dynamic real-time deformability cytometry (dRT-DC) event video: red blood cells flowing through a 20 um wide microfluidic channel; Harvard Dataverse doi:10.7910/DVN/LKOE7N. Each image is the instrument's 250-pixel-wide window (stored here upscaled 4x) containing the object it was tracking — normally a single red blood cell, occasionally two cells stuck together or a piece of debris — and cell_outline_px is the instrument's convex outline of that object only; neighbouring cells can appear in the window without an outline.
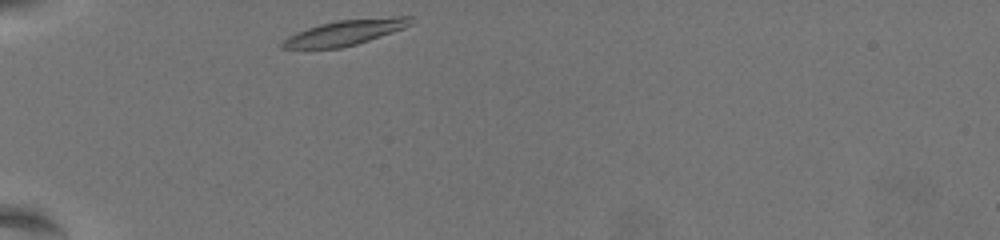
{"species": "common noctule bat (a hibernating species)", "species_latin": "Nyctalus noctula", "temperature_condition": "warm", "stored_images_in_passage": 33, "camera_frame_rate_fps": 3000, "um_per_image_px": 0.085, "animal": {"sex": "female", "body_mass_g": 19.5, "forearm_length_mm": 54.1}, "frame": {"image": 1, "passage_image": 1, "time_ms": 0.0, "image_size_px": [1000, 240], "cell_outline_px": [[412, 24], [404, 28], [356, 44], [340, 48], [280, 48], [280, 44], [288, 36], [296, 32], [320, 24], [336, 20], [392, 16], [412, 16]], "centroid_in_image_um": [29.35, 2.75], "position_along_channel_um": 55.6, "area_um2": 18.84}}
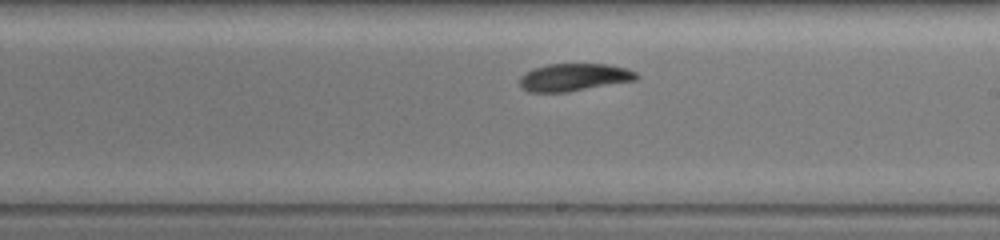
{"frame": {"image": 2, "passage_image": 19, "time_ms": 6.0, "image_size_px": [1000, 240], "cell_outline_px": [[640, 76], [636, 80], [568, 92], [528, 92], [520, 88], [520, 76], [532, 68], [548, 64], [608, 64], [624, 68], [636, 72]], "centroid_in_image_um": [48.76, 6.57], "position_along_channel_um": 240.2, "area_um2": 18.84}}
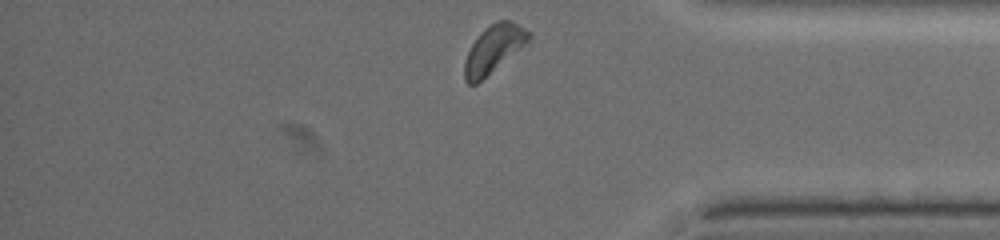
{"frame": {"image": 3, "passage_image": 33, "time_ms": 10.667, "image_size_px": [1000, 240], "cell_outline_px": [[532, 40], [476, 84], [468, 84], [464, 80], [464, 60], [472, 44], [480, 32], [484, 28], [496, 20], [512, 20], [532, 32]], "centroid_in_image_um": [42.0, 4.13], "position_along_channel_um": 393.2, "area_um2": 18.09}, "authors_computed_cell_mechanics": {"area_um2": 19.074, "velocity_mm_per_s": 3.4792, "shape_relaxation_time_tau1_ms": 3.2348, "shape_relaxation_time_tau2_ms": 5.9205, "deformation_change_tau1": 0.1166, "deformation_change_tau2": 0.0979}}